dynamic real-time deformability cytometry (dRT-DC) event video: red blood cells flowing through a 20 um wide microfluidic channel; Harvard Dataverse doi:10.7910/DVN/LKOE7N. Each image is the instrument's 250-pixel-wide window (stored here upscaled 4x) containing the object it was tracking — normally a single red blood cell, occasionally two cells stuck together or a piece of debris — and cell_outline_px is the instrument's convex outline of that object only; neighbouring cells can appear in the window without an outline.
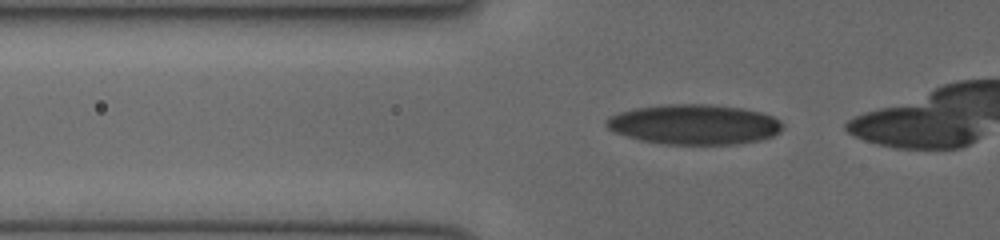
{"species": "human", "species_latin": "Homo sapiens", "temperature_condition": "cold", "stored_images_in_passage": 23, "camera_frame_rate_fps": 3000, "um_per_image_px": 0.085, "donor": {"sex": "female"}, "frame": {"image": 1, "passage_image": 11, "time_ms": 3.333, "image_size_px": [1000, 240], "cell_outline_px": [[784, 128], [780, 132], [764, 140], [740, 144], [664, 144], [640, 140], [616, 132], [608, 128], [604, 124], [604, 120], [608, 116], [632, 108], [664, 104], [708, 104], [744, 108], [760, 112], [772, 116], [780, 120], [784, 124]], "centroid_in_image_um": [59.03, 10.57], "position_along_channel_um": 66.8, "area_um2": 41.62}}
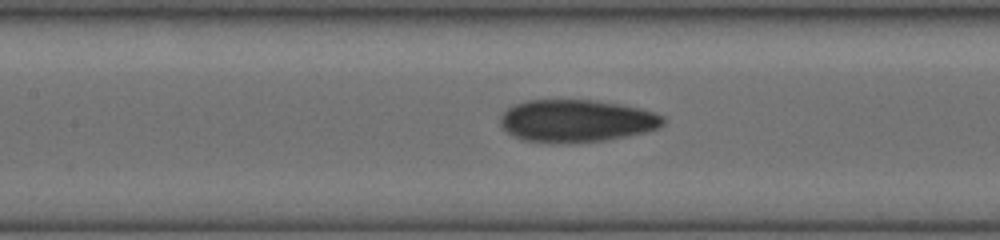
{"frame": {"image": 2, "passage_image": 18, "time_ms": 5.667, "image_size_px": [1000, 240], "cell_outline_px": [[664, 124], [656, 128], [644, 132], [604, 140], [524, 140], [508, 132], [500, 124], [500, 116], [508, 108], [516, 104], [528, 100], [596, 100], [620, 104], [640, 108], [664, 116]], "centroid_in_image_um": [49.02, 10.22], "position_along_channel_um": 158.4, "area_um2": 38.9}}
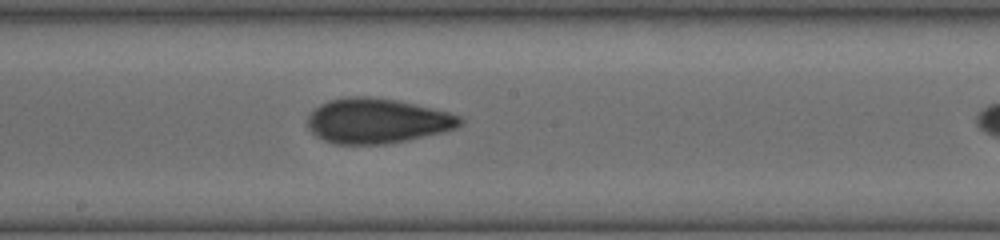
{"frame": {"image": 3, "passage_image": 22, "time_ms": 7.0, "image_size_px": [1000, 240], "cell_outline_px": [[464, 124], [456, 128], [444, 132], [408, 140], [384, 144], [336, 144], [324, 140], [316, 136], [308, 128], [308, 116], [320, 104], [328, 100], [344, 96], [368, 96], [400, 100], [448, 112], [460, 116], [464, 120]], "centroid_in_image_um": [32.08, 10.26], "position_along_channel_um": 216.1, "area_um2": 40.29}}